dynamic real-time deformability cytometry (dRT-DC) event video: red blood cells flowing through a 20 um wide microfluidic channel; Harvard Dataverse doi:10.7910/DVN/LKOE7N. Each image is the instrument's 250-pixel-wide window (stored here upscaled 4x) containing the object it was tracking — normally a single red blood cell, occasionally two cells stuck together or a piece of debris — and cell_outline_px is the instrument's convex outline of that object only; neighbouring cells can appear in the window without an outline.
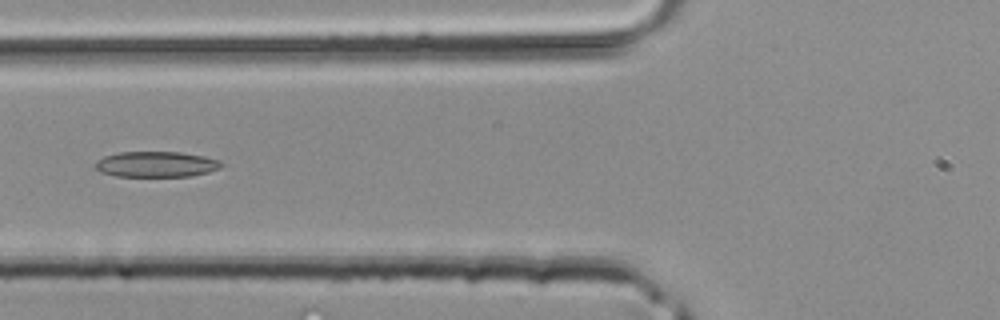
{"species": "common noctule bat (a hibernating species)", "species_latin": "Nyctalus noctula", "temperature_condition": "room temperature", "stored_images_in_passage": 41, "camera_frame_rate_fps": 3000, "um_per_image_px": 0.085, "animal": {"sex": "male", "body_mass_g": 20.4}, "frame": {"image": 1, "passage_image": 16, "time_ms": 5.0, "image_size_px": [1000, 320], "cell_outline_px": [[220, 168], [208, 172], [192, 176], [116, 176], [100, 172], [96, 168], [96, 160], [104, 156], [120, 152], [180, 152], [204, 156], [220, 160]], "centroid_in_image_um": [13.26, 13.96], "position_along_channel_um": 112.5, "area_um2": 18.73}}
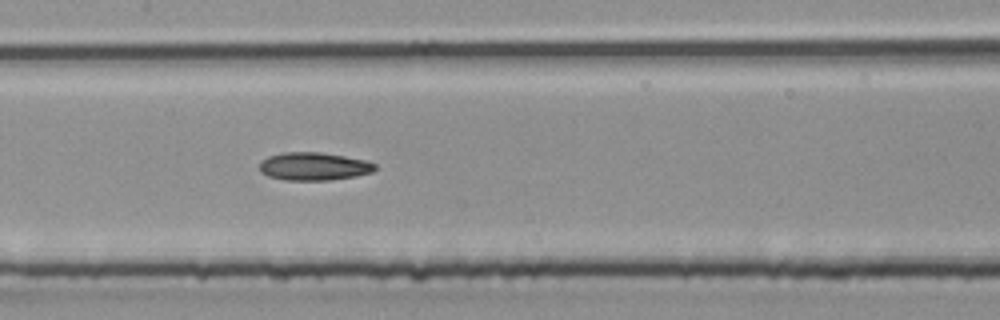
{"frame": {"image": 2, "passage_image": 20, "time_ms": 6.333, "image_size_px": [1000, 320], "cell_outline_px": [[376, 168], [372, 172], [356, 176], [328, 180], [284, 180], [268, 176], [260, 172], [260, 160], [268, 156], [280, 152], [320, 152], [344, 156], [364, 160], [376, 164]], "centroid_in_image_um": [26.63, 14.14], "position_along_channel_um": 180.8, "area_um2": 18.9}}
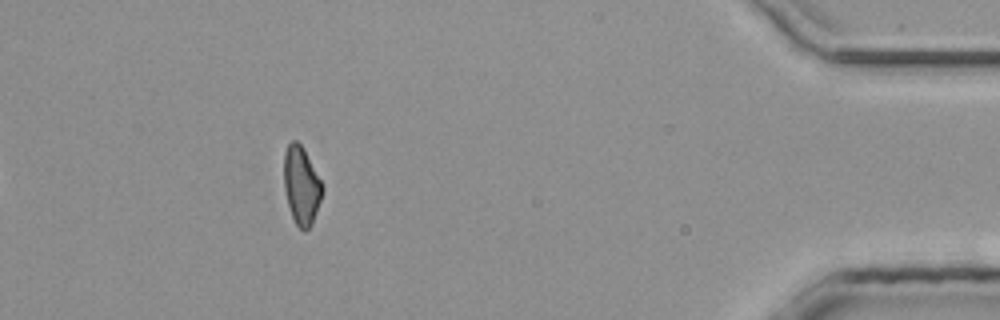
{"frame": {"image": 3, "passage_image": 37, "time_ms": 12.0, "image_size_px": [1000, 320], "cell_outline_px": [[324, 192], [312, 224], [304, 232], [296, 224], [292, 216], [288, 204], [284, 188], [284, 152], [288, 144], [292, 140], [296, 140], [304, 148], [324, 184]], "centroid_in_image_um": [25.64, 15.75], "position_along_channel_um": 409.6, "area_um2": 17.74}}